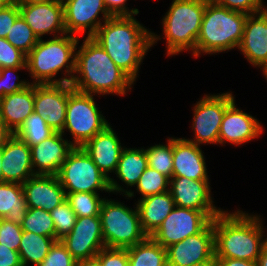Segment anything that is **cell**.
I'll use <instances>...</instances> for the list:
<instances>
[{"mask_svg":"<svg viewBox=\"0 0 267 266\" xmlns=\"http://www.w3.org/2000/svg\"><path fill=\"white\" fill-rule=\"evenodd\" d=\"M92 38L134 82L144 56L161 39L133 16L110 17Z\"/></svg>","mask_w":267,"mask_h":266,"instance_id":"cell-1","label":"cell"},{"mask_svg":"<svg viewBox=\"0 0 267 266\" xmlns=\"http://www.w3.org/2000/svg\"><path fill=\"white\" fill-rule=\"evenodd\" d=\"M83 40L76 51L75 72L70 82L73 89L94 95H125L134 81L113 62L96 40L92 37Z\"/></svg>","mask_w":267,"mask_h":266,"instance_id":"cell-2","label":"cell"},{"mask_svg":"<svg viewBox=\"0 0 267 266\" xmlns=\"http://www.w3.org/2000/svg\"><path fill=\"white\" fill-rule=\"evenodd\" d=\"M260 216L222 211L213 219L214 258H231L257 262L267 238H263ZM263 238V239H262Z\"/></svg>","mask_w":267,"mask_h":266,"instance_id":"cell-3","label":"cell"},{"mask_svg":"<svg viewBox=\"0 0 267 266\" xmlns=\"http://www.w3.org/2000/svg\"><path fill=\"white\" fill-rule=\"evenodd\" d=\"M78 39L79 36L67 33L47 41L39 39L26 57L27 70L35 80L33 84H70L75 72ZM64 67L66 77L53 79Z\"/></svg>","mask_w":267,"mask_h":266,"instance_id":"cell-4","label":"cell"},{"mask_svg":"<svg viewBox=\"0 0 267 266\" xmlns=\"http://www.w3.org/2000/svg\"><path fill=\"white\" fill-rule=\"evenodd\" d=\"M247 14L229 10L217 2H207L196 40V58L238 48Z\"/></svg>","mask_w":267,"mask_h":266,"instance_id":"cell-5","label":"cell"},{"mask_svg":"<svg viewBox=\"0 0 267 266\" xmlns=\"http://www.w3.org/2000/svg\"><path fill=\"white\" fill-rule=\"evenodd\" d=\"M206 3L204 0H173L162 19L168 56L190 49L196 57V40Z\"/></svg>","mask_w":267,"mask_h":266,"instance_id":"cell-6","label":"cell"},{"mask_svg":"<svg viewBox=\"0 0 267 266\" xmlns=\"http://www.w3.org/2000/svg\"><path fill=\"white\" fill-rule=\"evenodd\" d=\"M122 202L104 199L100 209L101 228L105 247L127 249L144 241L137 206L133 210Z\"/></svg>","mask_w":267,"mask_h":266,"instance_id":"cell-7","label":"cell"},{"mask_svg":"<svg viewBox=\"0 0 267 266\" xmlns=\"http://www.w3.org/2000/svg\"><path fill=\"white\" fill-rule=\"evenodd\" d=\"M101 113L93 94L74 89L68 96L66 121L61 133L64 135V130L68 129L73 136L71 144L74 147H82L109 125Z\"/></svg>","mask_w":267,"mask_h":266,"instance_id":"cell-8","label":"cell"},{"mask_svg":"<svg viewBox=\"0 0 267 266\" xmlns=\"http://www.w3.org/2000/svg\"><path fill=\"white\" fill-rule=\"evenodd\" d=\"M57 176L65 193H97V190L110 193L109 179L82 147H74L68 153Z\"/></svg>","mask_w":267,"mask_h":266,"instance_id":"cell-9","label":"cell"},{"mask_svg":"<svg viewBox=\"0 0 267 266\" xmlns=\"http://www.w3.org/2000/svg\"><path fill=\"white\" fill-rule=\"evenodd\" d=\"M232 93L205 95L194 106L192 127L195 138L185 139L196 145L217 144L225 110L235 101Z\"/></svg>","mask_w":267,"mask_h":266,"instance_id":"cell-10","label":"cell"},{"mask_svg":"<svg viewBox=\"0 0 267 266\" xmlns=\"http://www.w3.org/2000/svg\"><path fill=\"white\" fill-rule=\"evenodd\" d=\"M211 221L204 211L175 206L150 237L167 248L200 233Z\"/></svg>","mask_w":267,"mask_h":266,"instance_id":"cell-11","label":"cell"},{"mask_svg":"<svg viewBox=\"0 0 267 266\" xmlns=\"http://www.w3.org/2000/svg\"><path fill=\"white\" fill-rule=\"evenodd\" d=\"M82 148L91 157L100 171L109 179L110 192H123L122 194L128 198L134 196V192L123 189L108 174L111 172L115 173L121 152L124 149L110 124L102 132L88 140Z\"/></svg>","mask_w":267,"mask_h":266,"instance_id":"cell-12","label":"cell"},{"mask_svg":"<svg viewBox=\"0 0 267 266\" xmlns=\"http://www.w3.org/2000/svg\"><path fill=\"white\" fill-rule=\"evenodd\" d=\"M168 266L213 264L215 257L213 220L198 234L166 248Z\"/></svg>","mask_w":267,"mask_h":266,"instance_id":"cell-13","label":"cell"},{"mask_svg":"<svg viewBox=\"0 0 267 266\" xmlns=\"http://www.w3.org/2000/svg\"><path fill=\"white\" fill-rule=\"evenodd\" d=\"M73 90L68 83L34 84V112L56 132H63L68 96Z\"/></svg>","mask_w":267,"mask_h":266,"instance_id":"cell-14","label":"cell"},{"mask_svg":"<svg viewBox=\"0 0 267 266\" xmlns=\"http://www.w3.org/2000/svg\"><path fill=\"white\" fill-rule=\"evenodd\" d=\"M60 241L76 261L94 258L105 247L100 216L77 217L71 232Z\"/></svg>","mask_w":267,"mask_h":266,"instance_id":"cell-15","label":"cell"},{"mask_svg":"<svg viewBox=\"0 0 267 266\" xmlns=\"http://www.w3.org/2000/svg\"><path fill=\"white\" fill-rule=\"evenodd\" d=\"M64 7V23L69 35L82 34L87 31V37H93L98 28L112 17L108 12L104 0H62ZM103 20H99V14Z\"/></svg>","mask_w":267,"mask_h":266,"instance_id":"cell-16","label":"cell"},{"mask_svg":"<svg viewBox=\"0 0 267 266\" xmlns=\"http://www.w3.org/2000/svg\"><path fill=\"white\" fill-rule=\"evenodd\" d=\"M209 184V180L172 176L169 191L175 206L204 211L213 220L223 210L214 206Z\"/></svg>","mask_w":267,"mask_h":266,"instance_id":"cell-17","label":"cell"},{"mask_svg":"<svg viewBox=\"0 0 267 266\" xmlns=\"http://www.w3.org/2000/svg\"><path fill=\"white\" fill-rule=\"evenodd\" d=\"M18 6L21 16L38 39H41L45 34L55 33L54 37L66 34L62 0ZM56 33L60 35H56Z\"/></svg>","mask_w":267,"mask_h":266,"instance_id":"cell-18","label":"cell"},{"mask_svg":"<svg viewBox=\"0 0 267 266\" xmlns=\"http://www.w3.org/2000/svg\"><path fill=\"white\" fill-rule=\"evenodd\" d=\"M73 148L71 141L63 139L61 132H55L39 144L31 146V161L34 174L57 175L62 163Z\"/></svg>","mask_w":267,"mask_h":266,"instance_id":"cell-19","label":"cell"},{"mask_svg":"<svg viewBox=\"0 0 267 266\" xmlns=\"http://www.w3.org/2000/svg\"><path fill=\"white\" fill-rule=\"evenodd\" d=\"M238 49L255 67L267 65V10L249 14Z\"/></svg>","mask_w":267,"mask_h":266,"instance_id":"cell-20","label":"cell"},{"mask_svg":"<svg viewBox=\"0 0 267 266\" xmlns=\"http://www.w3.org/2000/svg\"><path fill=\"white\" fill-rule=\"evenodd\" d=\"M263 126L256 118L238 109L235 101L225 110L218 144L241 145L260 136Z\"/></svg>","mask_w":267,"mask_h":266,"instance_id":"cell-21","label":"cell"},{"mask_svg":"<svg viewBox=\"0 0 267 266\" xmlns=\"http://www.w3.org/2000/svg\"><path fill=\"white\" fill-rule=\"evenodd\" d=\"M2 182L23 184L34 176L30 147L14 134L1 149Z\"/></svg>","mask_w":267,"mask_h":266,"instance_id":"cell-22","label":"cell"},{"mask_svg":"<svg viewBox=\"0 0 267 266\" xmlns=\"http://www.w3.org/2000/svg\"><path fill=\"white\" fill-rule=\"evenodd\" d=\"M28 208L51 212L66 200L57 175H34L22 184Z\"/></svg>","mask_w":267,"mask_h":266,"instance_id":"cell-23","label":"cell"},{"mask_svg":"<svg viewBox=\"0 0 267 266\" xmlns=\"http://www.w3.org/2000/svg\"><path fill=\"white\" fill-rule=\"evenodd\" d=\"M172 176L209 180L204 154L199 145L185 138H173Z\"/></svg>","mask_w":267,"mask_h":266,"instance_id":"cell-24","label":"cell"},{"mask_svg":"<svg viewBox=\"0 0 267 266\" xmlns=\"http://www.w3.org/2000/svg\"><path fill=\"white\" fill-rule=\"evenodd\" d=\"M34 112V84L0 98V115L4 124L15 133Z\"/></svg>","mask_w":267,"mask_h":266,"instance_id":"cell-25","label":"cell"},{"mask_svg":"<svg viewBox=\"0 0 267 266\" xmlns=\"http://www.w3.org/2000/svg\"><path fill=\"white\" fill-rule=\"evenodd\" d=\"M143 231L151 236L175 207L170 191L140 198L136 204Z\"/></svg>","mask_w":267,"mask_h":266,"instance_id":"cell-26","label":"cell"},{"mask_svg":"<svg viewBox=\"0 0 267 266\" xmlns=\"http://www.w3.org/2000/svg\"><path fill=\"white\" fill-rule=\"evenodd\" d=\"M27 210L22 184L0 182V218L21 225Z\"/></svg>","mask_w":267,"mask_h":266,"instance_id":"cell-27","label":"cell"},{"mask_svg":"<svg viewBox=\"0 0 267 266\" xmlns=\"http://www.w3.org/2000/svg\"><path fill=\"white\" fill-rule=\"evenodd\" d=\"M148 167L145 149L125 148L122 150L115 171L116 176L129 187L135 186Z\"/></svg>","mask_w":267,"mask_h":266,"instance_id":"cell-28","label":"cell"},{"mask_svg":"<svg viewBox=\"0 0 267 266\" xmlns=\"http://www.w3.org/2000/svg\"><path fill=\"white\" fill-rule=\"evenodd\" d=\"M128 266H168L166 248L148 236L144 241L127 248Z\"/></svg>","mask_w":267,"mask_h":266,"instance_id":"cell-29","label":"cell"},{"mask_svg":"<svg viewBox=\"0 0 267 266\" xmlns=\"http://www.w3.org/2000/svg\"><path fill=\"white\" fill-rule=\"evenodd\" d=\"M55 241L52 237L23 231L18 249L22 266H28L30 262L34 266L40 264Z\"/></svg>","mask_w":267,"mask_h":266,"instance_id":"cell-30","label":"cell"},{"mask_svg":"<svg viewBox=\"0 0 267 266\" xmlns=\"http://www.w3.org/2000/svg\"><path fill=\"white\" fill-rule=\"evenodd\" d=\"M55 132L47 125L46 120L42 116L33 112L14 135L31 147L49 138Z\"/></svg>","mask_w":267,"mask_h":266,"instance_id":"cell-31","label":"cell"},{"mask_svg":"<svg viewBox=\"0 0 267 266\" xmlns=\"http://www.w3.org/2000/svg\"><path fill=\"white\" fill-rule=\"evenodd\" d=\"M167 145L155 144L145 149L148 166L159 173L172 178L173 172V138H169Z\"/></svg>","mask_w":267,"mask_h":266,"instance_id":"cell-32","label":"cell"},{"mask_svg":"<svg viewBox=\"0 0 267 266\" xmlns=\"http://www.w3.org/2000/svg\"><path fill=\"white\" fill-rule=\"evenodd\" d=\"M21 228L23 231L55 239V226L51 214L41 208H28Z\"/></svg>","mask_w":267,"mask_h":266,"instance_id":"cell-33","label":"cell"},{"mask_svg":"<svg viewBox=\"0 0 267 266\" xmlns=\"http://www.w3.org/2000/svg\"><path fill=\"white\" fill-rule=\"evenodd\" d=\"M104 199L100 198L99 193H66V200L77 217L99 215Z\"/></svg>","mask_w":267,"mask_h":266,"instance_id":"cell-34","label":"cell"},{"mask_svg":"<svg viewBox=\"0 0 267 266\" xmlns=\"http://www.w3.org/2000/svg\"><path fill=\"white\" fill-rule=\"evenodd\" d=\"M6 40L26 55L39 41L38 37L35 35L31 27L26 23L21 14L17 17L16 21L12 25Z\"/></svg>","mask_w":267,"mask_h":266,"instance_id":"cell-35","label":"cell"},{"mask_svg":"<svg viewBox=\"0 0 267 266\" xmlns=\"http://www.w3.org/2000/svg\"><path fill=\"white\" fill-rule=\"evenodd\" d=\"M170 178L149 166L141 174L136 186L137 191L145 198L169 190Z\"/></svg>","mask_w":267,"mask_h":266,"instance_id":"cell-36","label":"cell"},{"mask_svg":"<svg viewBox=\"0 0 267 266\" xmlns=\"http://www.w3.org/2000/svg\"><path fill=\"white\" fill-rule=\"evenodd\" d=\"M50 214L55 226V240H61L71 232L77 216L67 200L55 207Z\"/></svg>","mask_w":267,"mask_h":266,"instance_id":"cell-37","label":"cell"},{"mask_svg":"<svg viewBox=\"0 0 267 266\" xmlns=\"http://www.w3.org/2000/svg\"><path fill=\"white\" fill-rule=\"evenodd\" d=\"M27 55L15 48L6 38L0 37V69L9 67H27Z\"/></svg>","mask_w":267,"mask_h":266,"instance_id":"cell-38","label":"cell"},{"mask_svg":"<svg viewBox=\"0 0 267 266\" xmlns=\"http://www.w3.org/2000/svg\"><path fill=\"white\" fill-rule=\"evenodd\" d=\"M76 262L62 242L58 240L54 242L47 256L37 266H76Z\"/></svg>","mask_w":267,"mask_h":266,"instance_id":"cell-39","label":"cell"},{"mask_svg":"<svg viewBox=\"0 0 267 266\" xmlns=\"http://www.w3.org/2000/svg\"><path fill=\"white\" fill-rule=\"evenodd\" d=\"M24 68L25 70L27 69V67H9L0 69V98L8 94L19 92L31 84L26 81H19L18 75L14 76L15 78L11 77L15 71L17 72L18 70H22Z\"/></svg>","mask_w":267,"mask_h":266,"instance_id":"cell-40","label":"cell"},{"mask_svg":"<svg viewBox=\"0 0 267 266\" xmlns=\"http://www.w3.org/2000/svg\"><path fill=\"white\" fill-rule=\"evenodd\" d=\"M23 230L21 225L0 218V244L18 251Z\"/></svg>","mask_w":267,"mask_h":266,"instance_id":"cell-41","label":"cell"},{"mask_svg":"<svg viewBox=\"0 0 267 266\" xmlns=\"http://www.w3.org/2000/svg\"><path fill=\"white\" fill-rule=\"evenodd\" d=\"M95 257L101 266H128L129 264L127 249L104 247Z\"/></svg>","mask_w":267,"mask_h":266,"instance_id":"cell-42","label":"cell"},{"mask_svg":"<svg viewBox=\"0 0 267 266\" xmlns=\"http://www.w3.org/2000/svg\"><path fill=\"white\" fill-rule=\"evenodd\" d=\"M216 2L229 10L238 11L247 15L266 9L263 5V0H217Z\"/></svg>","mask_w":267,"mask_h":266,"instance_id":"cell-43","label":"cell"},{"mask_svg":"<svg viewBox=\"0 0 267 266\" xmlns=\"http://www.w3.org/2000/svg\"><path fill=\"white\" fill-rule=\"evenodd\" d=\"M20 15L19 6L12 1L4 9L0 10V37L6 38L12 25Z\"/></svg>","mask_w":267,"mask_h":266,"instance_id":"cell-44","label":"cell"},{"mask_svg":"<svg viewBox=\"0 0 267 266\" xmlns=\"http://www.w3.org/2000/svg\"><path fill=\"white\" fill-rule=\"evenodd\" d=\"M127 0H104V4L108 10V12L112 16H133L139 13L137 8L127 10L126 7Z\"/></svg>","mask_w":267,"mask_h":266,"instance_id":"cell-45","label":"cell"},{"mask_svg":"<svg viewBox=\"0 0 267 266\" xmlns=\"http://www.w3.org/2000/svg\"><path fill=\"white\" fill-rule=\"evenodd\" d=\"M0 266H22L18 251L0 244Z\"/></svg>","mask_w":267,"mask_h":266,"instance_id":"cell-46","label":"cell"},{"mask_svg":"<svg viewBox=\"0 0 267 266\" xmlns=\"http://www.w3.org/2000/svg\"><path fill=\"white\" fill-rule=\"evenodd\" d=\"M213 266H257V262L231 258H214Z\"/></svg>","mask_w":267,"mask_h":266,"instance_id":"cell-47","label":"cell"},{"mask_svg":"<svg viewBox=\"0 0 267 266\" xmlns=\"http://www.w3.org/2000/svg\"><path fill=\"white\" fill-rule=\"evenodd\" d=\"M13 132L4 124L0 115V150L6 142L13 136Z\"/></svg>","mask_w":267,"mask_h":266,"instance_id":"cell-48","label":"cell"},{"mask_svg":"<svg viewBox=\"0 0 267 266\" xmlns=\"http://www.w3.org/2000/svg\"><path fill=\"white\" fill-rule=\"evenodd\" d=\"M76 266H101L99 260L94 257L92 259L79 260L76 262Z\"/></svg>","mask_w":267,"mask_h":266,"instance_id":"cell-49","label":"cell"},{"mask_svg":"<svg viewBox=\"0 0 267 266\" xmlns=\"http://www.w3.org/2000/svg\"><path fill=\"white\" fill-rule=\"evenodd\" d=\"M257 266H267V242L258 258Z\"/></svg>","mask_w":267,"mask_h":266,"instance_id":"cell-50","label":"cell"},{"mask_svg":"<svg viewBox=\"0 0 267 266\" xmlns=\"http://www.w3.org/2000/svg\"><path fill=\"white\" fill-rule=\"evenodd\" d=\"M17 5H30L38 3H46L53 0H13Z\"/></svg>","mask_w":267,"mask_h":266,"instance_id":"cell-51","label":"cell"},{"mask_svg":"<svg viewBox=\"0 0 267 266\" xmlns=\"http://www.w3.org/2000/svg\"><path fill=\"white\" fill-rule=\"evenodd\" d=\"M13 0H0V10L8 6Z\"/></svg>","mask_w":267,"mask_h":266,"instance_id":"cell-52","label":"cell"},{"mask_svg":"<svg viewBox=\"0 0 267 266\" xmlns=\"http://www.w3.org/2000/svg\"><path fill=\"white\" fill-rule=\"evenodd\" d=\"M1 161H2V158H1V150H0V182H2Z\"/></svg>","mask_w":267,"mask_h":266,"instance_id":"cell-53","label":"cell"},{"mask_svg":"<svg viewBox=\"0 0 267 266\" xmlns=\"http://www.w3.org/2000/svg\"><path fill=\"white\" fill-rule=\"evenodd\" d=\"M263 74L264 76L266 77V80H267V65L263 68Z\"/></svg>","mask_w":267,"mask_h":266,"instance_id":"cell-54","label":"cell"},{"mask_svg":"<svg viewBox=\"0 0 267 266\" xmlns=\"http://www.w3.org/2000/svg\"><path fill=\"white\" fill-rule=\"evenodd\" d=\"M195 266H213V264H202V265H195Z\"/></svg>","mask_w":267,"mask_h":266,"instance_id":"cell-55","label":"cell"},{"mask_svg":"<svg viewBox=\"0 0 267 266\" xmlns=\"http://www.w3.org/2000/svg\"><path fill=\"white\" fill-rule=\"evenodd\" d=\"M204 1H207V2H216L217 0H204Z\"/></svg>","mask_w":267,"mask_h":266,"instance_id":"cell-56","label":"cell"}]
</instances>
